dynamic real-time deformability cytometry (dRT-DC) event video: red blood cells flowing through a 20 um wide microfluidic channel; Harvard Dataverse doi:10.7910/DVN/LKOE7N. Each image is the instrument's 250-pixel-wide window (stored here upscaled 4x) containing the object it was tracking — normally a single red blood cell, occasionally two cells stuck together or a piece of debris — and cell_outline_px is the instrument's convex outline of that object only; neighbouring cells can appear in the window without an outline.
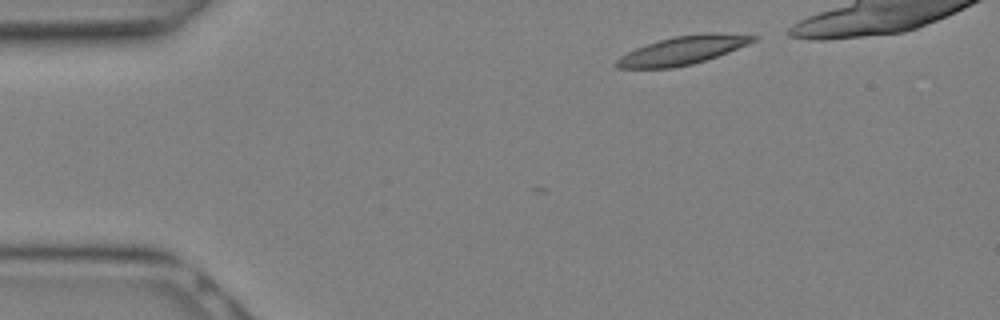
{"species": "Egyptian fruit bat (a non-hibernating species)", "species_latin": "Rousettus aegyptiacus", "temperature_condition": "warm", "stored_images_in_passage": 10, "camera_frame_rate_fps": 3000, "um_per_image_px": 0.085, "animal": {"sex": "female"}, "frame": {"image": 1, "passage_image": 1, "time_ms": 0.0, "image_size_px": [1000, 320], "cell_outline_px": [[760, 36], [756, 40], [748, 44], [728, 52], [692, 64], [672, 68], [616, 68], [616, 60], [620, 56], [636, 48], [660, 40], [676, 36], [708, 32]], "centroid_in_image_um": [58.03, 4.28], "position_along_channel_um": 27.0, "area_um2": 22.25}}
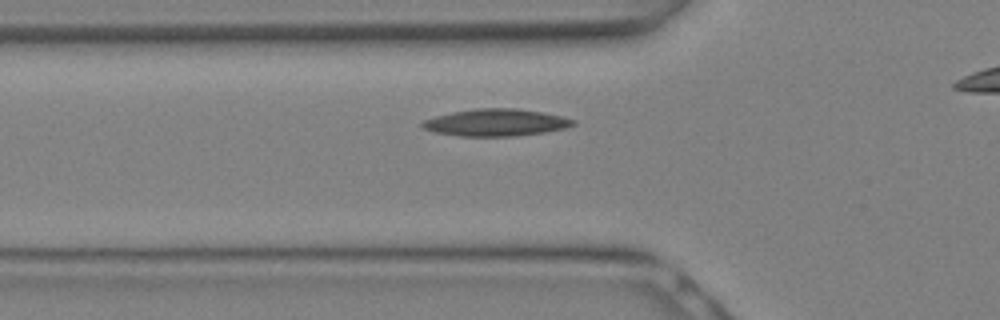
{"frame": {"image": 2, "passage_image": 6, "time_ms": 1.667, "image_size_px": [1000, 320], "cell_outline_px": [[576, 124], [564, 128], [544, 132], [516, 136], [460, 136], [436, 132], [424, 128], [420, 124], [424, 120], [436, 116], [452, 112], [476, 108], [516, 108], [544, 112], [576, 120]], "centroid_in_image_um": [42.17, 10.41], "position_along_channel_um": 83.6, "area_um2": 23.7}}
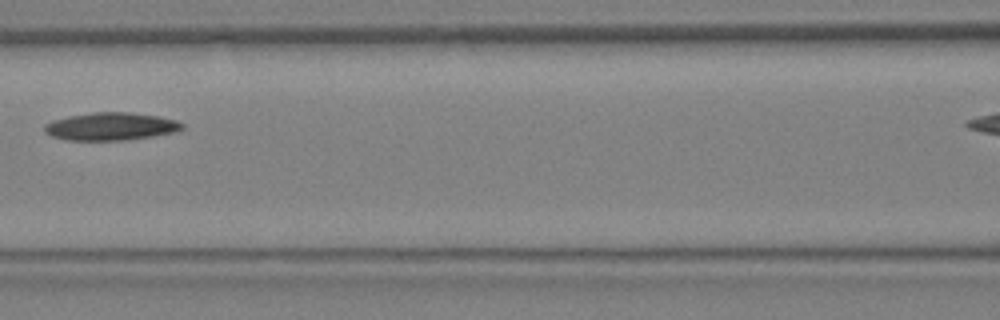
{"frame": {"image": 3, "passage_image": 9, "time_ms": 2.667, "image_size_px": [1000, 320], "cell_outline_px": [[184, 128], [176, 132], [128, 140], [64, 140], [52, 136], [44, 132], [44, 124], [52, 120], [68, 116], [92, 112], [128, 112], [160, 116], [176, 120], [184, 124]], "centroid_in_image_um": [9.42, 10.74], "position_along_channel_um": 157.2, "area_um2": 22.48}}